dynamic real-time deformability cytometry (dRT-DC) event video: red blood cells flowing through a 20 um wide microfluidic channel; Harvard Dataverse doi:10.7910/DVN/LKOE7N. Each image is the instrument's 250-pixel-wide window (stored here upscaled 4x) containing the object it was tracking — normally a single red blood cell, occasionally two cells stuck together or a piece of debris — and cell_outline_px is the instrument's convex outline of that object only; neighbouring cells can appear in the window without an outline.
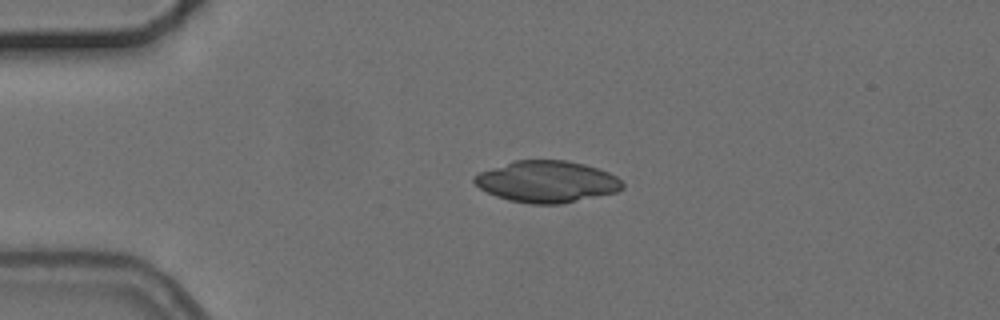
{"species": "common noctule bat (a hibernating species)", "species_latin": "Nyctalus noctula", "temperature_condition": "cold", "stored_images_in_passage": 2, "camera_frame_rate_fps": 3000, "um_per_image_px": 0.085, "animal": {"sex": "female", "body_mass_g": 24.6, "forearm_length_mm": 56.2}, "frame": {"image": 1, "passage_image": 1, "time_ms": 0.0, "image_size_px": [1000, 320], "cell_outline_px": [[624, 188], [616, 192], [560, 204], [532, 204], [508, 200], [496, 196], [480, 188], [472, 180], [472, 176], [480, 172], [516, 160], [564, 160], [584, 164], [608, 172], [616, 176], [624, 184]], "centroid_in_image_um": [46.48, 15.44], "position_along_channel_um": 38.5, "area_um2": 35.66}}